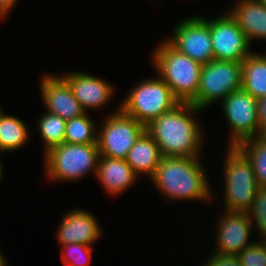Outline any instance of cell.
<instances>
[{"mask_svg":"<svg viewBox=\"0 0 266 266\" xmlns=\"http://www.w3.org/2000/svg\"><path fill=\"white\" fill-rule=\"evenodd\" d=\"M201 112L191 103L180 102L170 111L150 121L145 131L155 140L164 157H199L202 128L194 114Z\"/></svg>","mask_w":266,"mask_h":266,"instance_id":"cell-1","label":"cell"},{"mask_svg":"<svg viewBox=\"0 0 266 266\" xmlns=\"http://www.w3.org/2000/svg\"><path fill=\"white\" fill-rule=\"evenodd\" d=\"M199 159L163 156L150 180L168 200L210 201L212 187Z\"/></svg>","mask_w":266,"mask_h":266,"instance_id":"cell-2","label":"cell"},{"mask_svg":"<svg viewBox=\"0 0 266 266\" xmlns=\"http://www.w3.org/2000/svg\"><path fill=\"white\" fill-rule=\"evenodd\" d=\"M159 77L180 101L191 103L197 96L202 64L177 51L166 40L152 53Z\"/></svg>","mask_w":266,"mask_h":266,"instance_id":"cell-3","label":"cell"},{"mask_svg":"<svg viewBox=\"0 0 266 266\" xmlns=\"http://www.w3.org/2000/svg\"><path fill=\"white\" fill-rule=\"evenodd\" d=\"M46 174L51 181H76L88 172L96 175L99 159L98 143L72 144L62 143L45 154Z\"/></svg>","mask_w":266,"mask_h":266,"instance_id":"cell-4","label":"cell"},{"mask_svg":"<svg viewBox=\"0 0 266 266\" xmlns=\"http://www.w3.org/2000/svg\"><path fill=\"white\" fill-rule=\"evenodd\" d=\"M224 167L225 211L247 212L259 185L250 160L237 146H228Z\"/></svg>","mask_w":266,"mask_h":266,"instance_id":"cell-5","label":"cell"},{"mask_svg":"<svg viewBox=\"0 0 266 266\" xmlns=\"http://www.w3.org/2000/svg\"><path fill=\"white\" fill-rule=\"evenodd\" d=\"M180 101L170 87L159 77L145 79L131 89L120 103V110L145 126L153 119L170 111Z\"/></svg>","mask_w":266,"mask_h":266,"instance_id":"cell-6","label":"cell"},{"mask_svg":"<svg viewBox=\"0 0 266 266\" xmlns=\"http://www.w3.org/2000/svg\"><path fill=\"white\" fill-rule=\"evenodd\" d=\"M242 88V62L212 60L202 65L196 98L191 102L205 109Z\"/></svg>","mask_w":266,"mask_h":266,"instance_id":"cell-7","label":"cell"},{"mask_svg":"<svg viewBox=\"0 0 266 266\" xmlns=\"http://www.w3.org/2000/svg\"><path fill=\"white\" fill-rule=\"evenodd\" d=\"M145 125L124 114L120 107L105 118L102 129L97 134L99 156L125 159Z\"/></svg>","mask_w":266,"mask_h":266,"instance_id":"cell-8","label":"cell"},{"mask_svg":"<svg viewBox=\"0 0 266 266\" xmlns=\"http://www.w3.org/2000/svg\"><path fill=\"white\" fill-rule=\"evenodd\" d=\"M223 113L231 127L229 146H238L247 139L262 135L257 120V99L243 88L231 92L221 101Z\"/></svg>","mask_w":266,"mask_h":266,"instance_id":"cell-9","label":"cell"},{"mask_svg":"<svg viewBox=\"0 0 266 266\" xmlns=\"http://www.w3.org/2000/svg\"><path fill=\"white\" fill-rule=\"evenodd\" d=\"M172 35L166 41L192 60L202 65L214 60L209 19L195 16L182 20Z\"/></svg>","mask_w":266,"mask_h":266,"instance_id":"cell-10","label":"cell"},{"mask_svg":"<svg viewBox=\"0 0 266 266\" xmlns=\"http://www.w3.org/2000/svg\"><path fill=\"white\" fill-rule=\"evenodd\" d=\"M214 60L242 62L250 52V42L228 13L210 20Z\"/></svg>","mask_w":266,"mask_h":266,"instance_id":"cell-11","label":"cell"},{"mask_svg":"<svg viewBox=\"0 0 266 266\" xmlns=\"http://www.w3.org/2000/svg\"><path fill=\"white\" fill-rule=\"evenodd\" d=\"M221 216L218 219L215 240L217 248L213 251L214 253L237 255L254 243L249 241L253 225L247 212L226 211Z\"/></svg>","mask_w":266,"mask_h":266,"instance_id":"cell-12","label":"cell"},{"mask_svg":"<svg viewBox=\"0 0 266 266\" xmlns=\"http://www.w3.org/2000/svg\"><path fill=\"white\" fill-rule=\"evenodd\" d=\"M40 91L46 111L70 120L85 113L69 84L61 77L48 75L40 80Z\"/></svg>","mask_w":266,"mask_h":266,"instance_id":"cell-13","label":"cell"},{"mask_svg":"<svg viewBox=\"0 0 266 266\" xmlns=\"http://www.w3.org/2000/svg\"><path fill=\"white\" fill-rule=\"evenodd\" d=\"M70 86L82 109H100L113 97L114 88L106 80L86 72H68L61 76Z\"/></svg>","mask_w":266,"mask_h":266,"instance_id":"cell-14","label":"cell"},{"mask_svg":"<svg viewBox=\"0 0 266 266\" xmlns=\"http://www.w3.org/2000/svg\"><path fill=\"white\" fill-rule=\"evenodd\" d=\"M92 213L74 209L67 212L59 225L57 240L59 244L80 243L91 246L101 234V227Z\"/></svg>","mask_w":266,"mask_h":266,"instance_id":"cell-15","label":"cell"},{"mask_svg":"<svg viewBox=\"0 0 266 266\" xmlns=\"http://www.w3.org/2000/svg\"><path fill=\"white\" fill-rule=\"evenodd\" d=\"M96 177L108 194L119 195L128 190L138 175L125 159L99 156Z\"/></svg>","mask_w":266,"mask_h":266,"instance_id":"cell-16","label":"cell"},{"mask_svg":"<svg viewBox=\"0 0 266 266\" xmlns=\"http://www.w3.org/2000/svg\"><path fill=\"white\" fill-rule=\"evenodd\" d=\"M229 14L251 43L254 39L266 40V7L260 0H240Z\"/></svg>","mask_w":266,"mask_h":266,"instance_id":"cell-17","label":"cell"},{"mask_svg":"<svg viewBox=\"0 0 266 266\" xmlns=\"http://www.w3.org/2000/svg\"><path fill=\"white\" fill-rule=\"evenodd\" d=\"M162 157L155 140L144 131L129 150L125 160L137 175L144 174L151 178Z\"/></svg>","mask_w":266,"mask_h":266,"instance_id":"cell-18","label":"cell"},{"mask_svg":"<svg viewBox=\"0 0 266 266\" xmlns=\"http://www.w3.org/2000/svg\"><path fill=\"white\" fill-rule=\"evenodd\" d=\"M242 88L255 99L266 96V54L252 52L242 61Z\"/></svg>","mask_w":266,"mask_h":266,"instance_id":"cell-19","label":"cell"},{"mask_svg":"<svg viewBox=\"0 0 266 266\" xmlns=\"http://www.w3.org/2000/svg\"><path fill=\"white\" fill-rule=\"evenodd\" d=\"M27 125L20 118L12 115L0 114V150L14 151L24 147L29 132Z\"/></svg>","mask_w":266,"mask_h":266,"instance_id":"cell-20","label":"cell"},{"mask_svg":"<svg viewBox=\"0 0 266 266\" xmlns=\"http://www.w3.org/2000/svg\"><path fill=\"white\" fill-rule=\"evenodd\" d=\"M250 160L259 187H266V138L256 136L237 146Z\"/></svg>","mask_w":266,"mask_h":266,"instance_id":"cell-21","label":"cell"},{"mask_svg":"<svg viewBox=\"0 0 266 266\" xmlns=\"http://www.w3.org/2000/svg\"><path fill=\"white\" fill-rule=\"evenodd\" d=\"M97 127L88 112L66 121L64 142L72 144L97 143Z\"/></svg>","mask_w":266,"mask_h":266,"instance_id":"cell-22","label":"cell"},{"mask_svg":"<svg viewBox=\"0 0 266 266\" xmlns=\"http://www.w3.org/2000/svg\"><path fill=\"white\" fill-rule=\"evenodd\" d=\"M38 130L44 143V153L51 148L64 143L66 120L46 111L40 116Z\"/></svg>","mask_w":266,"mask_h":266,"instance_id":"cell-23","label":"cell"},{"mask_svg":"<svg viewBox=\"0 0 266 266\" xmlns=\"http://www.w3.org/2000/svg\"><path fill=\"white\" fill-rule=\"evenodd\" d=\"M249 220L253 225L255 223L257 230H259L262 238L261 241L266 240V187H259L256 196L252 201L251 207L247 211Z\"/></svg>","mask_w":266,"mask_h":266,"instance_id":"cell-24","label":"cell"},{"mask_svg":"<svg viewBox=\"0 0 266 266\" xmlns=\"http://www.w3.org/2000/svg\"><path fill=\"white\" fill-rule=\"evenodd\" d=\"M61 259L65 266H88L92 246L80 243L62 244ZM64 250V251H63Z\"/></svg>","mask_w":266,"mask_h":266,"instance_id":"cell-25","label":"cell"},{"mask_svg":"<svg viewBox=\"0 0 266 266\" xmlns=\"http://www.w3.org/2000/svg\"><path fill=\"white\" fill-rule=\"evenodd\" d=\"M241 266H266V242L258 240L236 255Z\"/></svg>","mask_w":266,"mask_h":266,"instance_id":"cell-26","label":"cell"},{"mask_svg":"<svg viewBox=\"0 0 266 266\" xmlns=\"http://www.w3.org/2000/svg\"><path fill=\"white\" fill-rule=\"evenodd\" d=\"M204 266H241L236 255L212 253ZM202 265V266H203Z\"/></svg>","mask_w":266,"mask_h":266,"instance_id":"cell-27","label":"cell"},{"mask_svg":"<svg viewBox=\"0 0 266 266\" xmlns=\"http://www.w3.org/2000/svg\"><path fill=\"white\" fill-rule=\"evenodd\" d=\"M256 112L258 125L263 130L266 127V96L257 99Z\"/></svg>","mask_w":266,"mask_h":266,"instance_id":"cell-28","label":"cell"},{"mask_svg":"<svg viewBox=\"0 0 266 266\" xmlns=\"http://www.w3.org/2000/svg\"><path fill=\"white\" fill-rule=\"evenodd\" d=\"M18 0H0V14L5 18L12 8L16 5ZM9 12V13H8Z\"/></svg>","mask_w":266,"mask_h":266,"instance_id":"cell-29","label":"cell"},{"mask_svg":"<svg viewBox=\"0 0 266 266\" xmlns=\"http://www.w3.org/2000/svg\"><path fill=\"white\" fill-rule=\"evenodd\" d=\"M0 266H7V261L2 252H0Z\"/></svg>","mask_w":266,"mask_h":266,"instance_id":"cell-30","label":"cell"},{"mask_svg":"<svg viewBox=\"0 0 266 266\" xmlns=\"http://www.w3.org/2000/svg\"><path fill=\"white\" fill-rule=\"evenodd\" d=\"M3 166H2V163H1V160H0V180H1V176H2V174H3V171H2V168Z\"/></svg>","mask_w":266,"mask_h":266,"instance_id":"cell-31","label":"cell"},{"mask_svg":"<svg viewBox=\"0 0 266 266\" xmlns=\"http://www.w3.org/2000/svg\"><path fill=\"white\" fill-rule=\"evenodd\" d=\"M262 135L266 138V127L263 129Z\"/></svg>","mask_w":266,"mask_h":266,"instance_id":"cell-32","label":"cell"},{"mask_svg":"<svg viewBox=\"0 0 266 266\" xmlns=\"http://www.w3.org/2000/svg\"><path fill=\"white\" fill-rule=\"evenodd\" d=\"M263 4H264V6L266 7V0H260Z\"/></svg>","mask_w":266,"mask_h":266,"instance_id":"cell-33","label":"cell"}]
</instances>
